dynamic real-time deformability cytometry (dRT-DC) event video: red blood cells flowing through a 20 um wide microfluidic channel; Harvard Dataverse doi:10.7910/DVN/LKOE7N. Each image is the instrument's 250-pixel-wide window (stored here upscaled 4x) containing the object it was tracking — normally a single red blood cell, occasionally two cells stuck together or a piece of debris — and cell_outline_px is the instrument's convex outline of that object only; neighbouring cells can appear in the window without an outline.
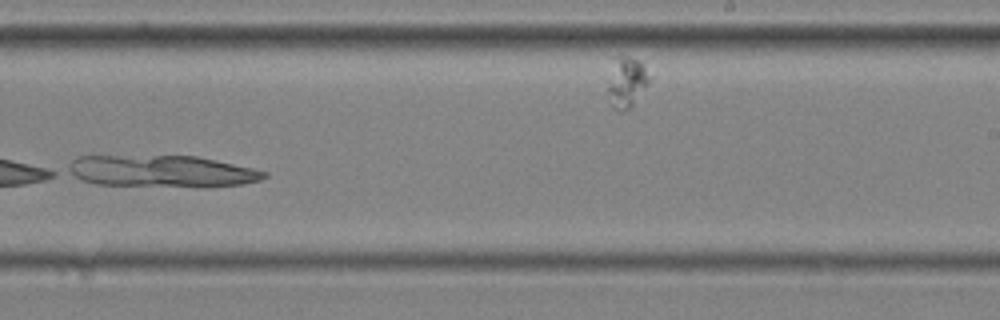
{"species": "common noctule bat (a hibernating species)", "species_latin": "Nyctalus noctula", "temperature_condition": "cold", "stored_images_in_passage": 20, "camera_frame_rate_fps": 3000, "um_per_image_px": 0.085, "animal": {"sex": "male", "body_mass_g": 20.4}, "frame": {"image": 1, "passage_image": 20, "time_ms": 6.333, "image_size_px": [1000, 320], "cell_outline_px": [[652, 80], [632, 104], [624, 112], [620, 112], [612, 108], [608, 104], [608, 80], [616, 56], [628, 56], [640, 60], [652, 76]], "centroid_in_image_um": [53.27, 6.99], "position_along_channel_um": 235.7, "area_um2": 12.48}}